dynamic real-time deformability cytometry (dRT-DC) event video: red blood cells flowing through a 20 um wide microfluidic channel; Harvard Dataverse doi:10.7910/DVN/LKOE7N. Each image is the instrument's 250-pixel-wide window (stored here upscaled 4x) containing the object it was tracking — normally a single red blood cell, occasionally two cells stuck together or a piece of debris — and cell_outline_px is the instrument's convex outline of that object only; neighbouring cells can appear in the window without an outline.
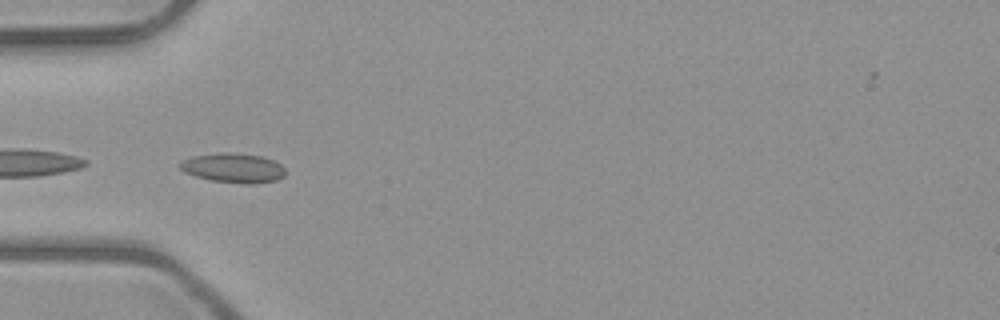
{"species": "common noctule bat (a hibernating species)", "species_latin": "Nyctalus noctula", "temperature_condition": "room temperature", "stored_images_in_passage": 3, "camera_frame_rate_fps": 3000, "um_per_image_px": 0.085, "animal": {"sex": "male", "body_mass_g": 23.1, "forearm_length_mm": 52.7}, "frame": {"image": 1, "passage_image": 1, "time_ms": 0.0, "image_size_px": [1000, 320], "cell_outline_px": [[284, 176], [276, 180], [252, 184], [248, 184], [212, 180], [196, 176], [184, 172], [176, 164], [180, 160], [192, 156], [220, 152], [228, 152], [260, 156], [272, 160], [280, 164], [284, 168]], "centroid_in_image_um": [19.77, 14.26], "position_along_channel_um": 65.2, "area_um2": 18.09}}